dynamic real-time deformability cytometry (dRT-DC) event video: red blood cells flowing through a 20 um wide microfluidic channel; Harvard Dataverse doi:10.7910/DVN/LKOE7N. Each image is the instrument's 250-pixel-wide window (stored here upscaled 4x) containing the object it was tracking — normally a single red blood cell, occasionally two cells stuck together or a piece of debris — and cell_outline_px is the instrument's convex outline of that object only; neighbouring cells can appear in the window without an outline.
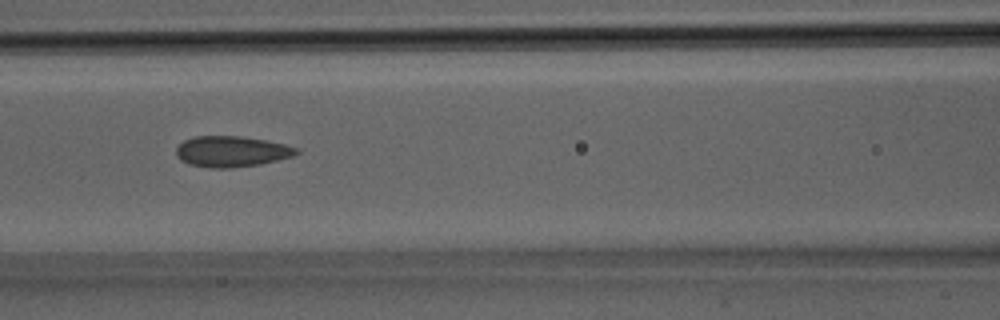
{"species": "Egyptian fruit bat (a non-hibernating species)", "species_latin": "Rousettus aegyptiacus", "temperature_condition": "room temperature", "stored_images_in_passage": 21, "camera_frame_rate_fps": 3000, "um_per_image_px": 0.085, "animal": {"sex": "male"}, "frame": {"image": 1, "passage_image": 12, "time_ms": 3.667, "image_size_px": [1000, 320], "cell_outline_px": [[300, 152], [292, 156], [260, 164], [228, 168], [212, 168], [188, 164], [180, 160], [176, 156], [176, 148], [184, 140], [192, 136], [240, 136], [268, 140], [300, 148]], "centroid_in_image_um": [19.67, 12.87], "position_along_channel_um": 146.9, "area_um2": 21.73}}